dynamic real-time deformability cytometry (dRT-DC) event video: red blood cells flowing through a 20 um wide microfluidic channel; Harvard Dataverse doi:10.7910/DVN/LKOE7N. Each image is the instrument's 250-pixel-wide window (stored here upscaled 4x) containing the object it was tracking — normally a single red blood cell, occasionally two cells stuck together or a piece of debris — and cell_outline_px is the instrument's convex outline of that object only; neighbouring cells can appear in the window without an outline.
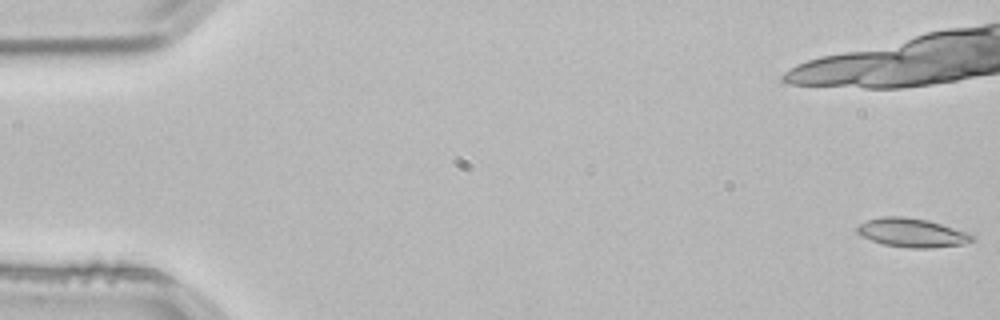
{"species": "common noctule bat (a hibernating species)", "species_latin": "Nyctalus noctula", "temperature_condition": "room temperature", "stored_images_in_passage": 15, "camera_frame_rate_fps": 3000, "um_per_image_px": 0.085, "animal": {"sex": "male", "body_mass_g": 21.5, "forearm_length_mm": 52.0}, "frame": {"image": 1, "passage_image": 1, "time_ms": 0.0, "image_size_px": [1000, 320], "cell_outline_px": [[976, 240], [964, 244], [932, 248], [908, 248], [884, 244], [860, 236], [856, 232], [856, 228], [860, 224], [868, 220], [880, 216], [904, 216], [928, 220], [972, 232], [976, 236]], "centroid_in_image_um": [77.6, 19.78], "position_along_channel_um": 7.4, "area_um2": 19.77}}